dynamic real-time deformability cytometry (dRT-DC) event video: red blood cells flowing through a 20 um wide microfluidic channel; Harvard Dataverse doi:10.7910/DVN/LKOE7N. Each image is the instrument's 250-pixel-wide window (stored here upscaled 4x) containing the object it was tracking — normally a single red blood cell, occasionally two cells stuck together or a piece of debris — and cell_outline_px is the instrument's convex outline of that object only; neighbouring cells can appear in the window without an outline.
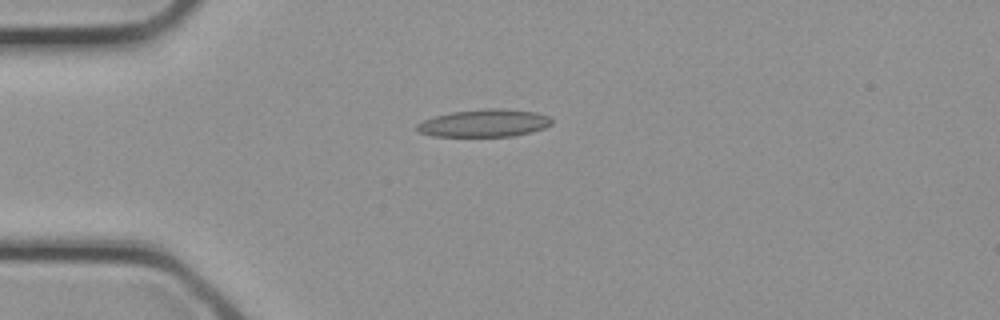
{"species": "common noctule bat (a hibernating species)", "species_latin": "Nyctalus noctula", "temperature_condition": "cold", "stored_images_in_passage": 13, "camera_frame_rate_fps": 3000, "um_per_image_px": 0.085, "animal": {"sex": "female", "body_mass_g": 21.9}, "frame": {"image": 1, "passage_image": 2, "time_ms": 0.333, "image_size_px": [1000, 320], "cell_outline_px": [[552, 124], [544, 128], [532, 132], [512, 136], [432, 136], [420, 132], [416, 128], [416, 124], [424, 120], [436, 116], [452, 112], [488, 108], [504, 108], [536, 112], [548, 116], [552, 120]], "centroid_in_image_um": [41.19, 10.46], "position_along_channel_um": 43.8, "area_um2": 21.62}}
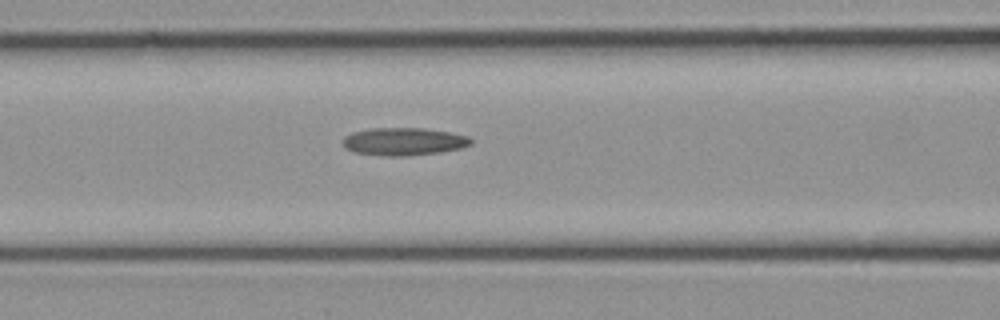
{"frame": {"image": 2, "passage_image": 7, "time_ms": 2.0, "image_size_px": [1000, 320], "cell_outline_px": [[472, 144], [460, 148], [440, 152], [408, 156], [380, 156], [356, 152], [344, 148], [340, 140], [344, 136], [352, 132], [372, 128], [424, 128], [448, 132], [468, 136], [472, 140]], "centroid_in_image_um": [34.27, 12.03], "position_along_channel_um": 132.3, "area_um2": 20.87}}
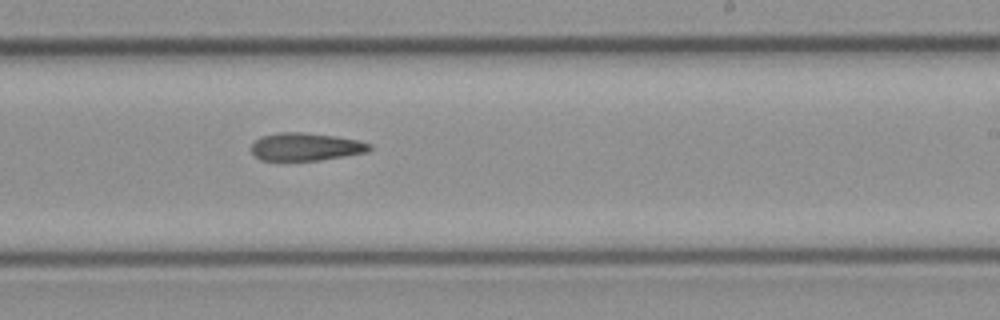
{"frame": {"image": 3, "passage_image": 13, "time_ms": 4.0, "image_size_px": [1000, 320], "cell_outline_px": [[372, 148], [368, 152], [320, 160], [260, 160], [252, 152], [252, 144], [260, 136], [280, 132], [304, 132], [336, 136], [356, 140], [372, 144]], "centroid_in_image_um": [26.0, 12.47], "position_along_channel_um": 263.0, "area_um2": 19.13}}